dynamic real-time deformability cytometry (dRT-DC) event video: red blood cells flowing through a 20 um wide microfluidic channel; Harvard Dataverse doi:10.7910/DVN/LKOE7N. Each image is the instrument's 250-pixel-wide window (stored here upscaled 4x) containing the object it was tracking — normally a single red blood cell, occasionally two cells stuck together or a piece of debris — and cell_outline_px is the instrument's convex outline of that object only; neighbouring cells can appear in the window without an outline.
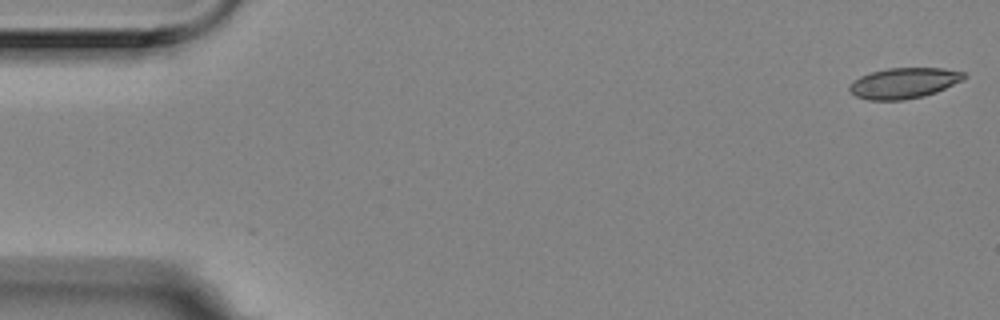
{"species": "Egyptian fruit bat (a non-hibernating species)", "species_latin": "Rousettus aegyptiacus", "temperature_condition": "room temperature", "stored_images_in_passage": 10, "camera_frame_rate_fps": 3000, "um_per_image_px": 0.085, "animal": {"sex": "female"}, "frame": {"image": 1, "passage_image": 1, "time_ms": 0.0, "image_size_px": [1000, 320], "cell_outline_px": [[968, 76], [964, 80], [936, 92], [924, 96], [904, 100], [868, 100], [856, 96], [848, 88], [860, 76], [872, 72], [888, 68], [944, 68], [964, 72]], "centroid_in_image_um": [76.89, 7.06], "position_along_channel_um": 8.1, "area_um2": 20.4}}
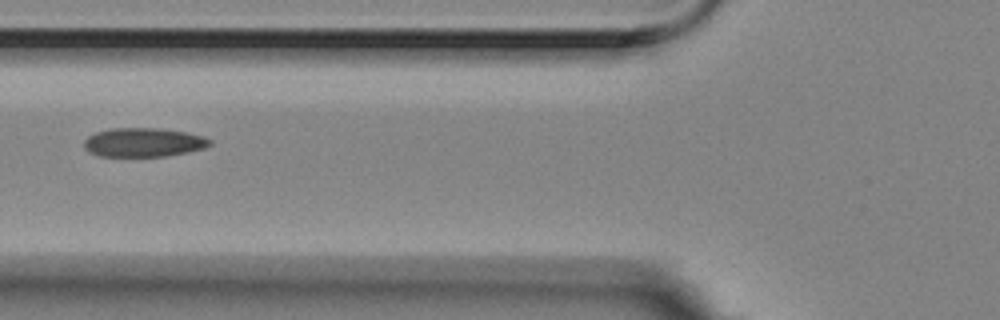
{"frame": {"image": 2, "passage_image": 6, "time_ms": 1.667, "image_size_px": [1000, 320], "cell_outline_px": [[212, 144], [204, 148], [188, 152], [168, 156], [100, 156], [88, 152], [84, 148], [84, 140], [88, 136], [96, 132], [108, 128], [160, 128], [188, 132], [204, 136], [212, 140]], "centroid_in_image_um": [12.21, 12.09], "position_along_channel_um": 113.6, "area_um2": 21.5}}
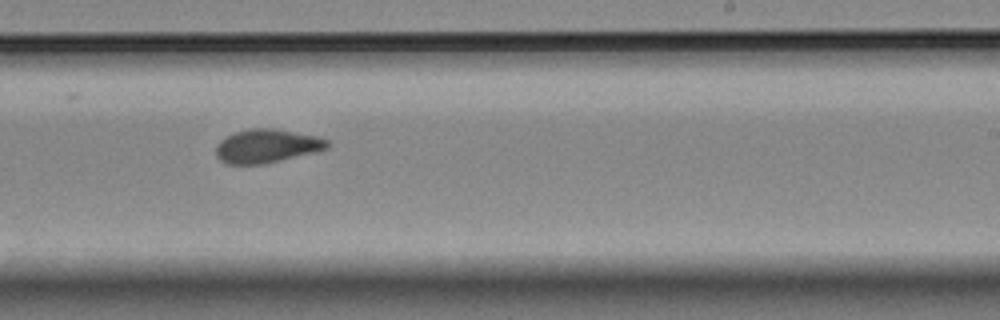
{"frame": {"image": 3, "passage_image": 10, "time_ms": 3.0, "image_size_px": [1000, 320], "cell_outline_px": [[332, 144], [328, 148], [264, 164], [224, 164], [216, 156], [216, 144], [224, 136], [236, 132], [252, 128], [272, 128], [320, 136], [328, 140]], "centroid_in_image_um": [22.66, 12.4], "position_along_channel_um": 266.3, "area_um2": 21.91}}